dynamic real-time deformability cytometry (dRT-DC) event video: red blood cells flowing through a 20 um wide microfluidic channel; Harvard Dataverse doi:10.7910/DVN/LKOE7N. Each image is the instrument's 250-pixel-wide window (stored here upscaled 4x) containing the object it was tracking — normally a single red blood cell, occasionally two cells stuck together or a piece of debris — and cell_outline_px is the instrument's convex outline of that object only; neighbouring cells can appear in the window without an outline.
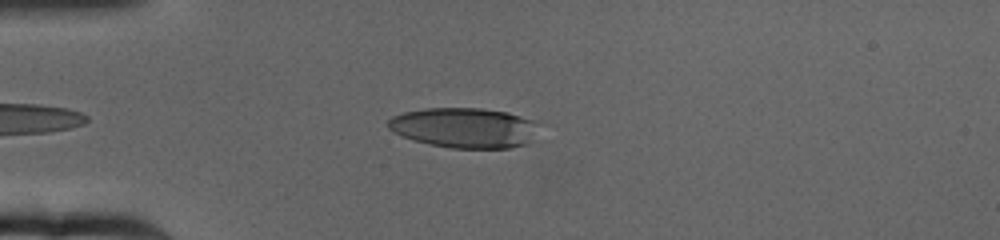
{"species": "human", "species_latin": "Homo sapiens", "temperature_condition": "cold", "stored_images_in_passage": 49, "camera_frame_rate_fps": 3000, "um_per_image_px": 0.085, "donor": {"sex": "female"}, "frame": {"image": 1, "passage_image": 7, "time_ms": 2.0, "image_size_px": [1000, 240], "cell_outline_px": [[532, 140], [528, 144], [508, 148], [452, 148], [412, 140], [392, 132], [388, 128], [388, 120], [392, 116], [404, 112], [424, 108], [480, 108], [508, 112], [532, 120]], "centroid_in_image_um": [39.38, 10.86], "position_along_channel_um": 45.6, "area_um2": 34.85}}
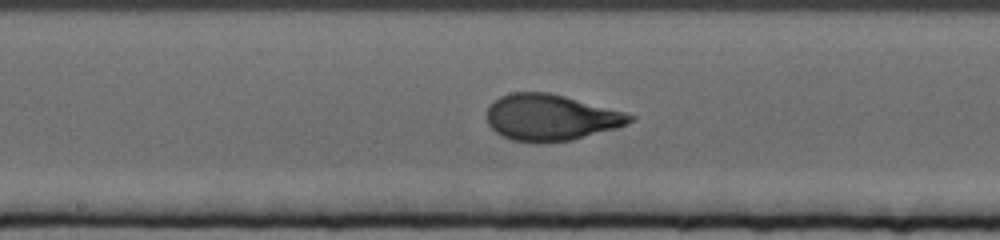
{"frame": {"image": 2, "passage_image": 24, "time_ms": 7.667, "image_size_px": [1000, 240], "cell_outline_px": [[636, 116], [628, 124], [616, 128], [572, 140], [540, 144], [536, 144], [512, 140], [496, 132], [488, 124], [484, 116], [488, 108], [500, 96], [512, 92], [548, 92], [564, 96], [624, 112]], "centroid_in_image_um": [46.78, 10.0], "position_along_channel_um": 201.4, "area_um2": 38.67}}
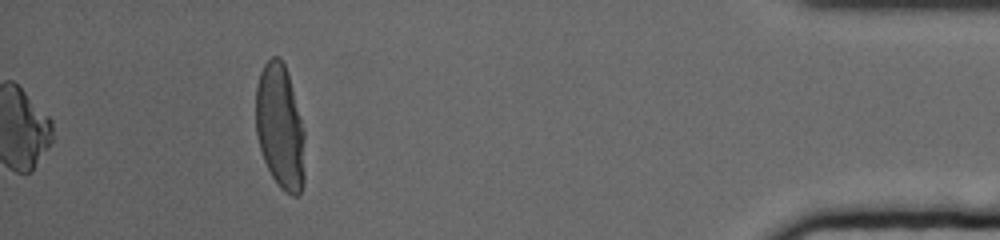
{"frame": {"image": 3, "passage_image": 49, "time_ms": 16.0, "image_size_px": [1000, 240], "cell_outline_px": [[304, 184], [300, 192], [296, 196], [292, 196], [284, 192], [280, 188], [272, 176], [264, 160], [260, 148], [256, 132], [256, 84], [260, 72], [264, 64], [272, 56], [280, 56], [284, 64], [288, 76], [304, 128]], "centroid_in_image_um": [23.8, 10.8], "position_along_channel_um": 411.4, "area_um2": 35.66}, "authors_computed_cell_mechanics": {"area_um2": 37.4544, "velocity_mm_per_s": 3.1517, "shape_relaxation_time_tau1_ms": 4.5936, "shape_relaxation_time_tau2_ms": null, "deformation_change_tau1": 0.2006, "deformation_change_tau2": null}}